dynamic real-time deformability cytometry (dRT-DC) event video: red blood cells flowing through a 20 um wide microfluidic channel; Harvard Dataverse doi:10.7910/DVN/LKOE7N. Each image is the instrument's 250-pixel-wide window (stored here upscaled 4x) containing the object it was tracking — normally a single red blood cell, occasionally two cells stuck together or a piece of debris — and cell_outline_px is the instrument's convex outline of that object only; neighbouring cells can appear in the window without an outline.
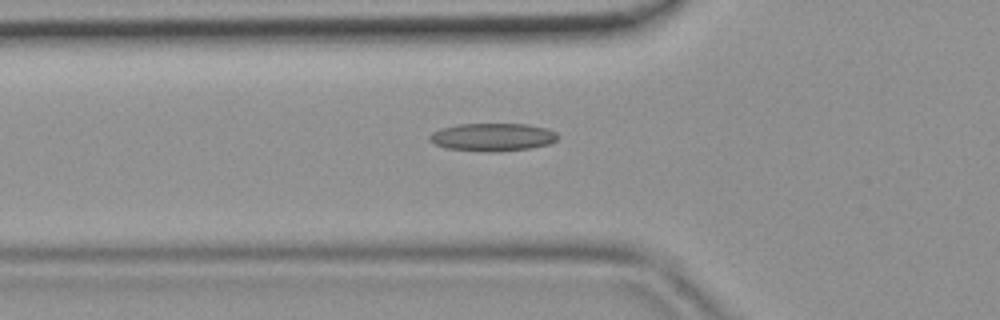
{"species": "common noctule bat (a hibernating species)", "species_latin": "Nyctalus noctula", "temperature_condition": "room temperature", "stored_images_in_passage": 46, "camera_frame_rate_fps": 3000, "um_per_image_px": 0.085, "animal": {"sex": "female", "body_mass_g": 19.9}, "frame": {"image": 1, "passage_image": 16, "time_ms": 5.0, "image_size_px": [1000, 320], "cell_outline_px": [[556, 140], [548, 144], [528, 148], [492, 152], [488, 152], [444, 148], [432, 144], [428, 140], [428, 136], [432, 132], [444, 128], [460, 124], [524, 124], [548, 128], [556, 132]], "centroid_in_image_um": [41.81, 11.66], "position_along_channel_um": 84.0, "area_um2": 20.75}}
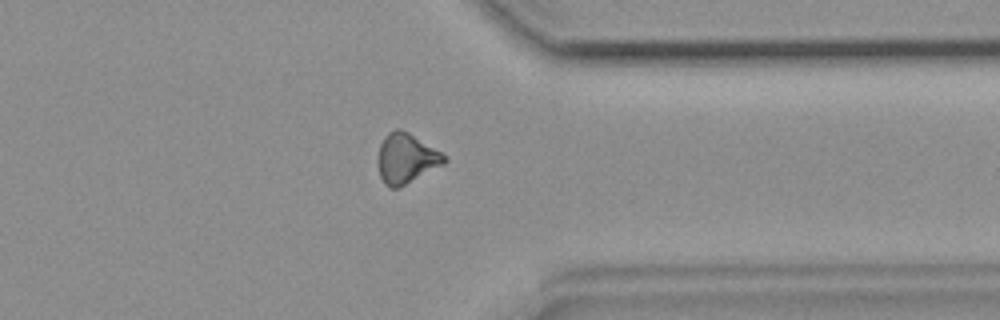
{"frame": {"image": 2, "passage_image": 36, "time_ms": 11.667, "image_size_px": [1000, 320], "cell_outline_px": [[448, 160], [444, 164], [400, 188], [388, 188], [384, 184], [380, 176], [376, 164], [376, 156], [380, 144], [388, 132], [396, 128], [400, 128], [408, 132], [448, 156]], "centroid_in_image_um": [34.5, 13.48], "position_along_channel_um": 376.9, "area_um2": 19.77}}
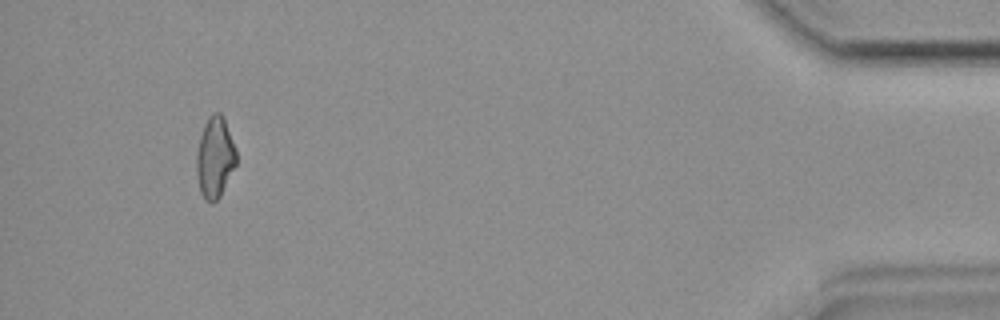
{"frame": {"image": 3, "passage_image": 43, "time_ms": 14.0, "image_size_px": [1000, 320], "cell_outline_px": [[236, 164], [220, 196], [212, 204], [200, 192], [196, 172], [196, 156], [200, 136], [204, 124], [208, 116], [212, 112], [220, 112], [224, 120], [236, 152]], "centroid_in_image_um": [18.24, 13.38], "position_along_channel_um": 417.0, "area_um2": 18.44}}